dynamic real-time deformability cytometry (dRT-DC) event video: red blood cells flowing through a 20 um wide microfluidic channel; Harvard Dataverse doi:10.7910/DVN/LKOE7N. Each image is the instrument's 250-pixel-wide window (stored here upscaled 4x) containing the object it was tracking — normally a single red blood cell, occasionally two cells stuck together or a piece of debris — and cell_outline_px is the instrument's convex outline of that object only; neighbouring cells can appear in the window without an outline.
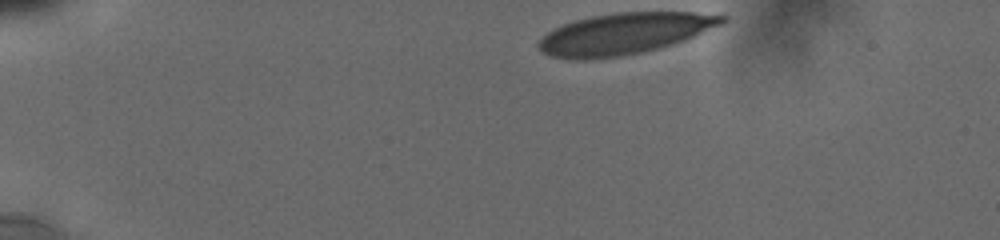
{"species": "human", "species_latin": "Homo sapiens", "temperature_condition": "cold", "stored_images_in_passage": 14, "camera_frame_rate_fps": 3000, "um_per_image_px": 0.085, "donor": {"sex": "male"}, "frame": {"image": 1, "passage_image": 1, "time_ms": 0.0, "image_size_px": [1000, 240], "cell_outline_px": [[728, 20], [720, 24], [684, 40], [660, 48], [644, 52], [620, 56], [584, 60], [572, 60], [552, 56], [540, 52], [536, 48], [536, 44], [548, 32], [572, 20], [592, 16], [616, 12], [724, 12], [728, 16]], "centroid_in_image_um": [53.1, 2.85], "position_along_channel_um": 31.9, "area_um2": 44.56}}
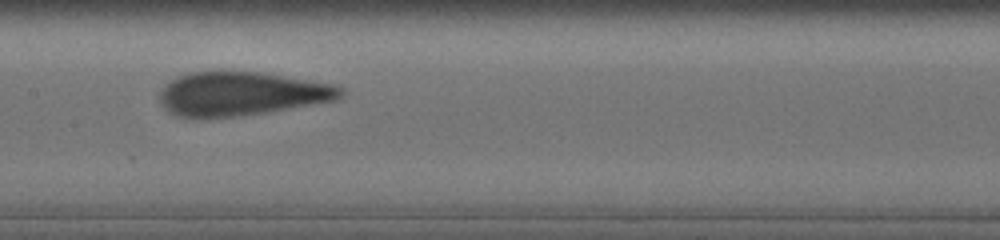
{"frame": {"image": 2, "passage_image": 10, "time_ms": 6.333, "image_size_px": [1000, 240], "cell_outline_px": [[344, 96], [336, 100], [264, 112], [236, 116], [200, 120], [196, 120], [176, 116], [168, 112], [160, 104], [160, 92], [164, 84], [168, 80], [176, 76], [188, 72], [264, 72], [332, 84], [344, 88]], "centroid_in_image_um": [20.44, 7.98], "position_along_channel_um": 187.0, "area_um2": 46.76}}
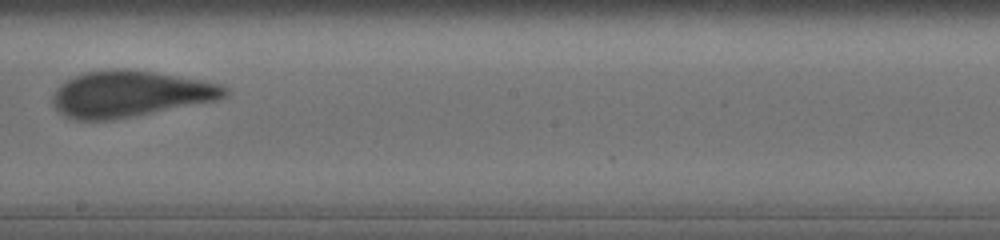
{"frame": {"image": 3, "passage_image": 12, "time_ms": 7.667, "image_size_px": [1000, 240], "cell_outline_px": [[232, 92], [228, 96], [220, 100], [132, 116], [108, 120], [76, 120], [64, 116], [56, 108], [52, 100], [52, 96], [56, 88], [64, 80], [88, 72], [112, 68], [128, 68], [200, 80], [220, 84], [228, 88]], "centroid_in_image_um": [11.07, 7.98], "position_along_channel_um": 237.1, "area_um2": 46.36}}